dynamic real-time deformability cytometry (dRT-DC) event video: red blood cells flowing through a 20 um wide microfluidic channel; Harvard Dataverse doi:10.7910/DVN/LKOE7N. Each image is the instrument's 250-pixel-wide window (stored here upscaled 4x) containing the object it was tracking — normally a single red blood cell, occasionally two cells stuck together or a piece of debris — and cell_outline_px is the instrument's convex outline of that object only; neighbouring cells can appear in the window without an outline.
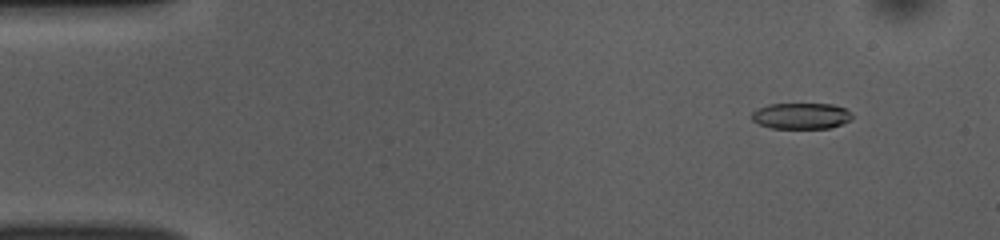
{"species": "common noctule bat (a hibernating species)", "species_latin": "Nyctalus noctula", "temperature_condition": "room temperature", "stored_images_in_passage": 52, "camera_frame_rate_fps": 3000, "um_per_image_px": 0.085, "animal": {"sex": "female", "body_mass_g": 10.0, "forearm_length_mm": 53.1}, "frame": {"image": 1, "passage_image": 5, "time_ms": 1.333, "image_size_px": [1000, 240], "cell_outline_px": [[852, 120], [832, 128], [768, 128], [752, 120], [752, 112], [756, 108], [768, 104], [832, 104], [844, 108], [852, 112]], "centroid_in_image_um": [68.11, 9.85], "position_along_channel_um": 16.9, "area_um2": 15.43}}
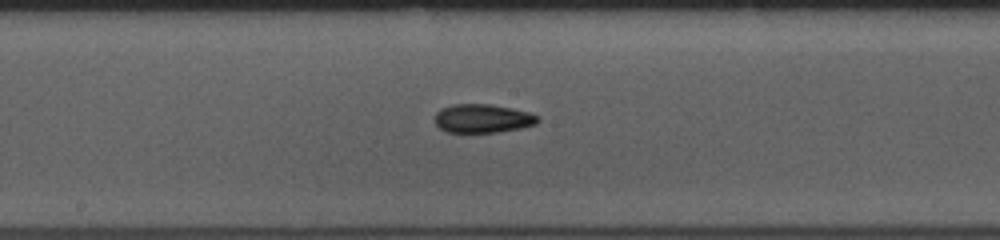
{"frame": {"image": 2, "passage_image": 27, "time_ms": 8.667, "image_size_px": [1000, 240], "cell_outline_px": [[540, 120], [536, 124], [520, 128], [496, 132], [444, 132], [436, 124], [436, 112], [440, 108], [452, 104], [488, 104], [512, 108], [532, 112], [540, 116]], "centroid_in_image_um": [41.05, 10.06], "position_along_channel_um": 207.1, "area_um2": 17.34}}
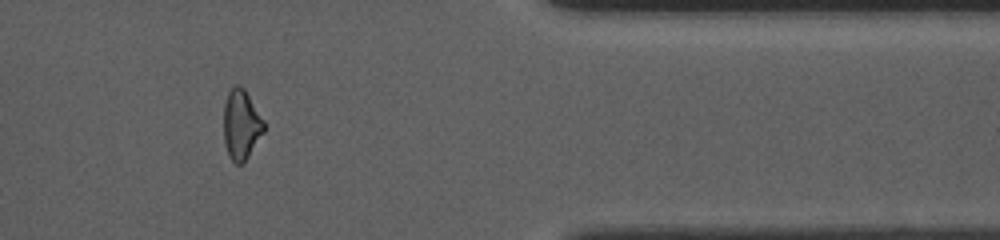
{"frame": {"image": 3, "passage_image": 43, "time_ms": 14.0, "image_size_px": [1000, 240], "cell_outline_px": [[264, 132], [244, 164], [236, 164], [228, 156], [224, 140], [224, 104], [228, 92], [236, 84], [240, 84], [244, 88], [264, 120]], "centroid_in_image_um": [20.51, 10.61], "position_along_channel_um": 390.9, "area_um2": 16.53}, "authors_computed_cell_mechanics": {"area_um2": 16.8198, "velocity_mm_per_s": 3.8704, "shape_relaxation_time_tau1_ms": 4.057, "shape_relaxation_time_tau2_ms": 3.8411, "deformation_change_tau1": 0.1325, "deformation_change_tau2": 0.1093}}